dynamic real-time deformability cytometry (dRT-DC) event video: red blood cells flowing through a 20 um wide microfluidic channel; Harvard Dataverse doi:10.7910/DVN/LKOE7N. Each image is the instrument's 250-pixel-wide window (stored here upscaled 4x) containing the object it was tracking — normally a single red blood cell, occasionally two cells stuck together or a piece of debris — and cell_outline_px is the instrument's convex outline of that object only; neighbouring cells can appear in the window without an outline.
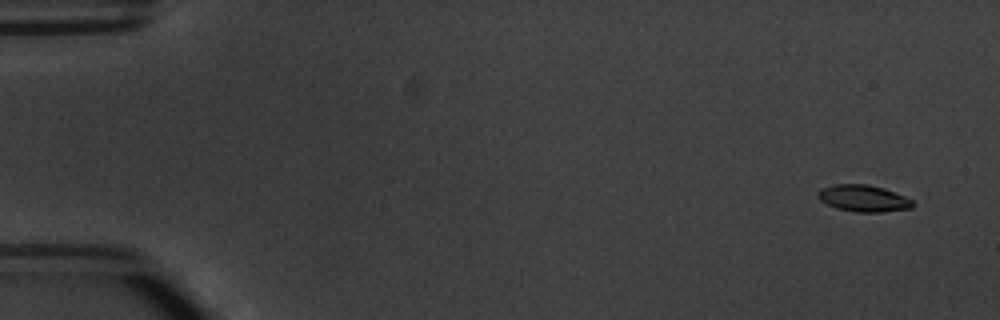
{"species": "common noctule bat (a hibernating species)", "species_latin": "Nyctalus noctula", "temperature_condition": "warm", "stored_images_in_passage": 5, "camera_frame_rate_fps": 3000, "um_per_image_px": 0.085, "animal": {"sex": "male", "body_mass_g": 20.1, "forearm_length_mm": 53.5}, "frame": {"image": 1, "passage_image": 1, "time_ms": 0.0, "image_size_px": [1000, 320], "cell_outline_px": [[916, 204], [912, 208], [880, 212], [856, 212], [836, 208], [820, 200], [816, 196], [820, 188], [832, 184], [868, 184], [884, 188], [904, 196], [912, 200]], "centroid_in_image_um": [73.38, 16.85], "position_along_channel_um": 11.6, "area_um2": 14.85}}
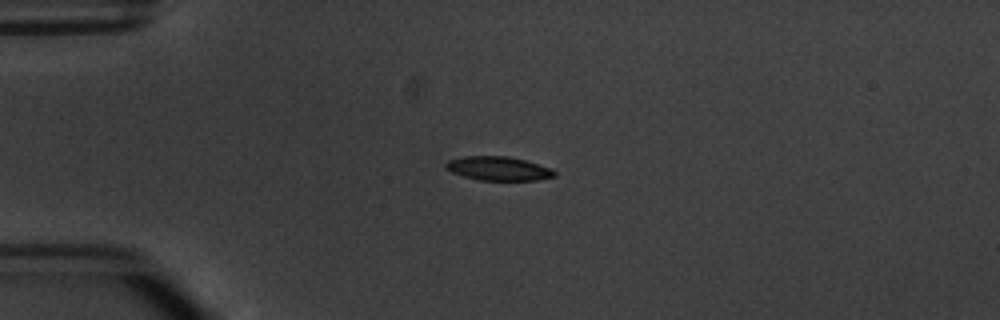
{"frame": {"image": 2, "passage_image": 4, "time_ms": 3.667, "image_size_px": [1000, 320], "cell_outline_px": [[556, 176], [536, 180], [480, 180], [464, 176], [452, 172], [444, 168], [444, 164], [448, 160], [464, 156], [508, 156], [524, 160], [548, 168], [556, 172]], "centroid_in_image_um": [42.31, 14.32], "position_along_channel_um": 42.7, "area_um2": 14.97}}